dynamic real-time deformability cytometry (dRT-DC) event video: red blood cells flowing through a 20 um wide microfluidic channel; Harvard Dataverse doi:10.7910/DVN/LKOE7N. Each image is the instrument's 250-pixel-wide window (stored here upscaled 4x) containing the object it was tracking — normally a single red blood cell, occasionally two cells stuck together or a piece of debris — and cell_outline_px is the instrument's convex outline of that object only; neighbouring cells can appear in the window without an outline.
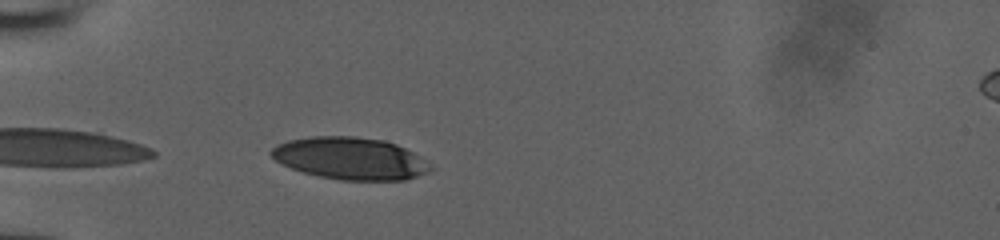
{"species": "human", "species_latin": "Homo sapiens", "temperature_condition": "room temperature", "stored_images_in_passage": 31, "camera_frame_rate_fps": 3000, "um_per_image_px": 0.085, "donor": {"sex": "male"}, "frame": {"image": 1, "passage_image": 2, "time_ms": 0.333, "image_size_px": [1000, 240], "cell_outline_px": [[432, 168], [428, 172], [404, 180], [340, 180], [320, 176], [304, 172], [292, 168], [276, 160], [268, 152], [276, 144], [288, 140], [312, 136], [352, 136], [384, 140], [396, 144], [420, 156]], "centroid_in_image_um": [29.75, 13.45], "position_along_channel_um": 55.3, "area_um2": 38.84}}
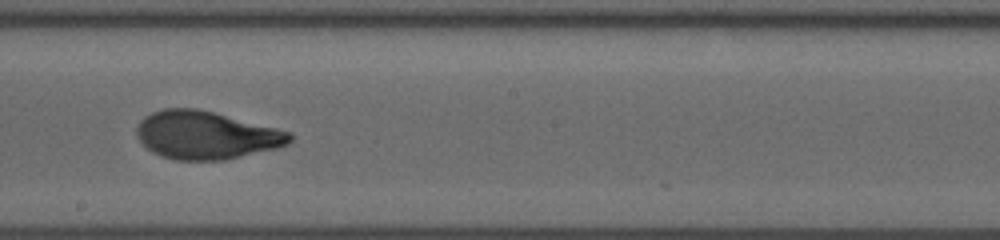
{"frame": {"image": 2, "passage_image": 16, "time_ms": 5.0, "image_size_px": [1000, 240], "cell_outline_px": [[292, 140], [288, 144], [276, 148], [224, 160], [176, 160], [160, 156], [152, 152], [136, 136], [136, 128], [140, 120], [144, 116], [152, 112], [164, 108], [196, 108], [292, 132]], "centroid_in_image_um": [17.48, 11.49], "position_along_channel_um": 230.7, "area_um2": 42.6}}
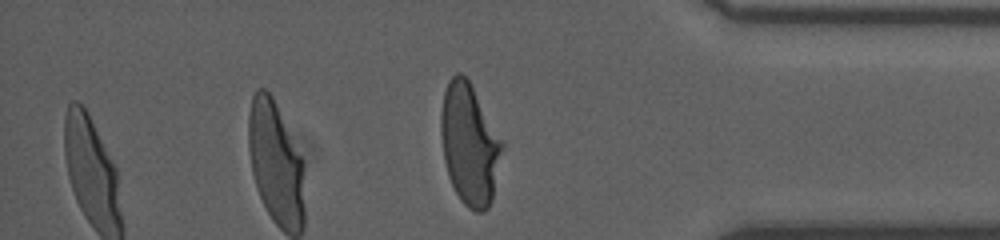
{"frame": {"image": 3, "passage_image": 29, "time_ms": 9.333, "image_size_px": [1000, 240], "cell_outline_px": [[504, 148], [492, 200], [488, 208], [484, 212], [476, 212], [468, 208], [460, 200], [448, 176], [444, 160], [440, 132], [440, 112], [444, 92], [448, 80], [456, 72], [460, 72], [468, 80], [504, 144]], "centroid_in_image_um": [39.9, 12.3], "position_along_channel_um": 395.3, "area_um2": 43.18}}